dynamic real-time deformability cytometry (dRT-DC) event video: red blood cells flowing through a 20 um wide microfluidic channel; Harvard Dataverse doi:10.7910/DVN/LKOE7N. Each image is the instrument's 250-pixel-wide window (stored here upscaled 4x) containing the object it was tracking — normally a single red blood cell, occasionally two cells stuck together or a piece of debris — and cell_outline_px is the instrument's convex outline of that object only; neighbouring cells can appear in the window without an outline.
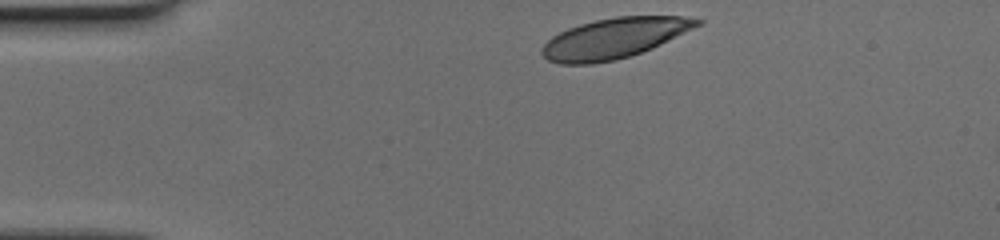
{"species": "human", "species_latin": "Homo sapiens", "temperature_condition": "cold", "stored_images_in_passage": 4, "camera_frame_rate_fps": 3000, "um_per_image_px": 0.085, "donor": {"sex": "female"}, "frame": {"image": 1, "passage_image": 1, "time_ms": 0.0, "image_size_px": [1000, 240], "cell_outline_px": [[704, 24], [652, 48], [616, 60], [592, 64], [560, 64], [548, 60], [540, 52], [540, 48], [552, 36], [568, 28], [580, 24], [596, 20], [616, 16], [680, 16], [704, 20]], "centroid_in_image_um": [52.22, 3.25], "position_along_channel_um": 32.8, "area_um2": 36.47}}